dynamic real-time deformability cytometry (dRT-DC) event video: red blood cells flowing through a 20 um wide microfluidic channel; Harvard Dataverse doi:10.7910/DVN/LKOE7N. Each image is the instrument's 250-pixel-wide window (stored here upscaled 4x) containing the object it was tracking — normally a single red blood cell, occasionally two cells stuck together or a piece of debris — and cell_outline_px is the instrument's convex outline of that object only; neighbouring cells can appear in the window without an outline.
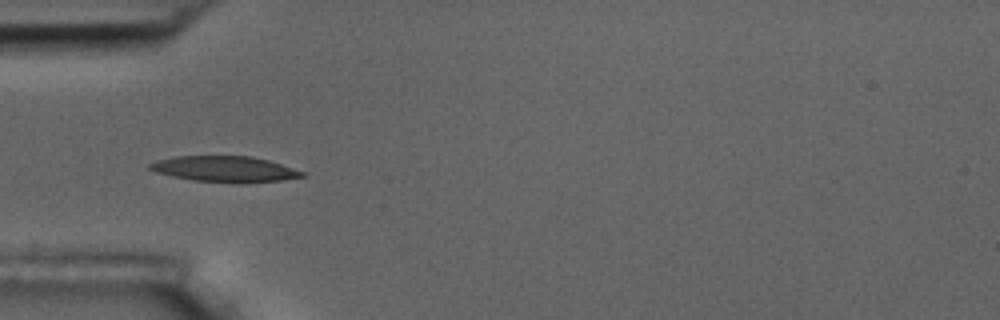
{"species": "common noctule bat (a hibernating species)", "species_latin": "Nyctalus noctula", "temperature_condition": "room temperature", "stored_images_in_passage": 6, "camera_frame_rate_fps": 3000, "um_per_image_px": 0.085, "animal": {"sex": "male", "body_mass_g": 17.5, "forearm_length_mm": 52.3}, "frame": {"image": 1, "passage_image": 4, "time_ms": 4.667, "image_size_px": [1000, 320], "cell_outline_px": [[308, 176], [280, 180], [192, 180], [172, 176], [156, 172], [148, 168], [148, 164], [156, 160], [176, 156], [252, 156], [268, 160], [304, 172]], "centroid_in_image_um": [19.03, 14.32], "position_along_channel_um": 66.0, "area_um2": 21.79}}
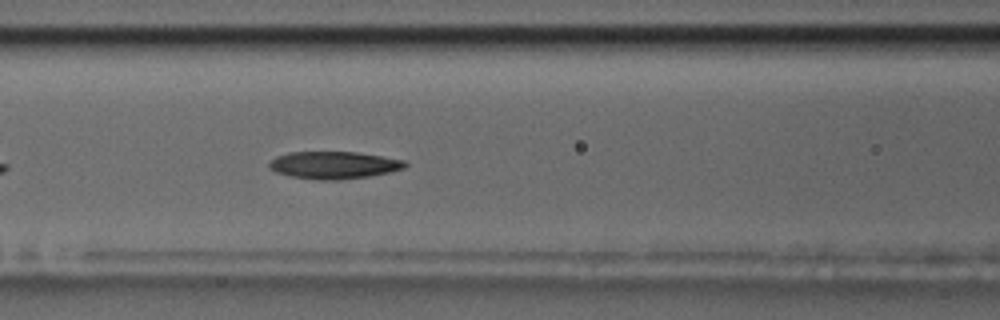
{"frame": {"image": 2, "passage_image": 6, "time_ms": 6.667, "image_size_px": [1000, 320], "cell_outline_px": [[408, 164], [404, 168], [392, 172], [368, 176], [336, 180], [316, 180], [288, 176], [276, 172], [268, 168], [268, 164], [276, 156], [288, 152], [356, 152], [404, 160]], "centroid_in_image_um": [28.35, 14.04], "position_along_channel_um": 138.3, "area_um2": 21.73}}